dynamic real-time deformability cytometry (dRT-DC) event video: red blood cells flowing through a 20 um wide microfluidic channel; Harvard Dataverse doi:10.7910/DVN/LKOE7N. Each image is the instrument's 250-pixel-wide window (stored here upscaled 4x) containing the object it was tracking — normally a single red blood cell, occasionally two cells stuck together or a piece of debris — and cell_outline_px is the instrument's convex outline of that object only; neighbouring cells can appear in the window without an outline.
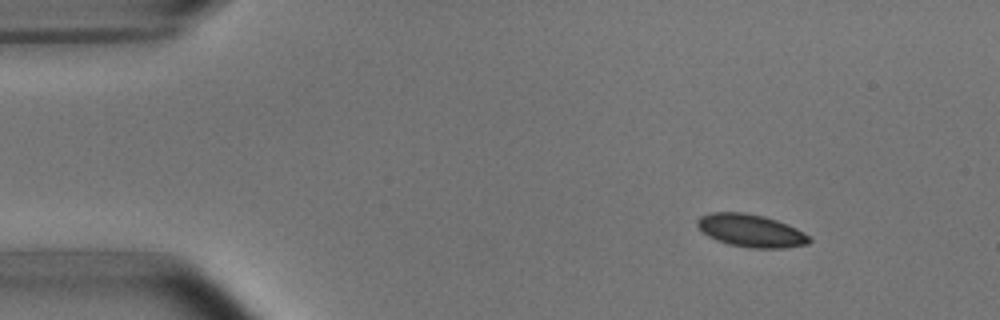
{"species": "common noctule bat (a hibernating species)", "species_latin": "Nyctalus noctula", "temperature_condition": "room temperature", "stored_images_in_passage": 4, "camera_frame_rate_fps": 3000, "um_per_image_px": 0.085, "animal": {"sex": "male", "body_mass_g": 15.6}, "frame": {"image": 1, "passage_image": 1, "time_ms": 0.0, "image_size_px": [1000, 320], "cell_outline_px": [[812, 240], [808, 244], [784, 248], [752, 248], [728, 244], [716, 240], [708, 236], [696, 224], [696, 220], [700, 216], [712, 212], [744, 212], [764, 216], [788, 224], [804, 232]], "centroid_in_image_um": [63.83, 19.6], "position_along_channel_um": 21.2, "area_um2": 21.39}}